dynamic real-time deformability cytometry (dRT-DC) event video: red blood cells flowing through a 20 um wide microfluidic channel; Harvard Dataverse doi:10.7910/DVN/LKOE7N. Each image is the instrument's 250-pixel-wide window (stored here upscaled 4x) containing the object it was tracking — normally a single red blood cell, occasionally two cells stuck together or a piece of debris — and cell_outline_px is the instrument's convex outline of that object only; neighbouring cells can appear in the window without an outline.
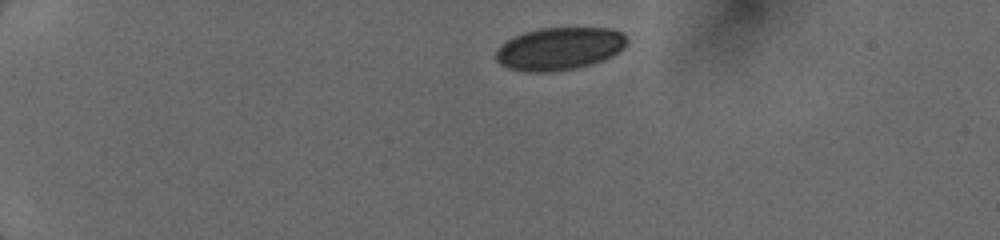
{"species": "human", "species_latin": "Homo sapiens", "temperature_condition": "cold", "stored_images_in_passage": 4, "camera_frame_rate_fps": 3000, "um_per_image_px": 0.085, "donor": {"sex": "female"}, "frame": {"image": 1, "passage_image": 1, "time_ms": 0.0, "image_size_px": [1000, 240], "cell_outline_px": [[628, 44], [624, 48], [612, 56], [604, 60], [592, 64], [576, 68], [552, 72], [528, 72], [508, 68], [500, 64], [496, 60], [496, 52], [500, 44], [524, 32], [540, 28], [608, 28], [620, 32], [628, 40]], "centroid_in_image_um": [47.55, 4.15], "position_along_channel_um": 37.4, "area_um2": 32.66}}
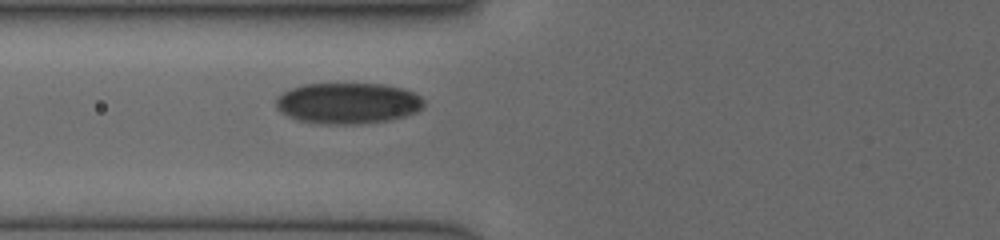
{"frame": {"image": 2, "passage_image": 4, "time_ms": 3.333, "image_size_px": [1000, 240], "cell_outline_px": [[424, 104], [416, 112], [404, 116], [388, 120], [352, 124], [320, 124], [296, 120], [280, 112], [276, 108], [276, 96], [292, 88], [304, 84], [384, 84], [404, 88], [420, 96], [424, 100]], "centroid_in_image_um": [29.53, 8.77], "position_along_channel_um": 96.3, "area_um2": 35.37}}